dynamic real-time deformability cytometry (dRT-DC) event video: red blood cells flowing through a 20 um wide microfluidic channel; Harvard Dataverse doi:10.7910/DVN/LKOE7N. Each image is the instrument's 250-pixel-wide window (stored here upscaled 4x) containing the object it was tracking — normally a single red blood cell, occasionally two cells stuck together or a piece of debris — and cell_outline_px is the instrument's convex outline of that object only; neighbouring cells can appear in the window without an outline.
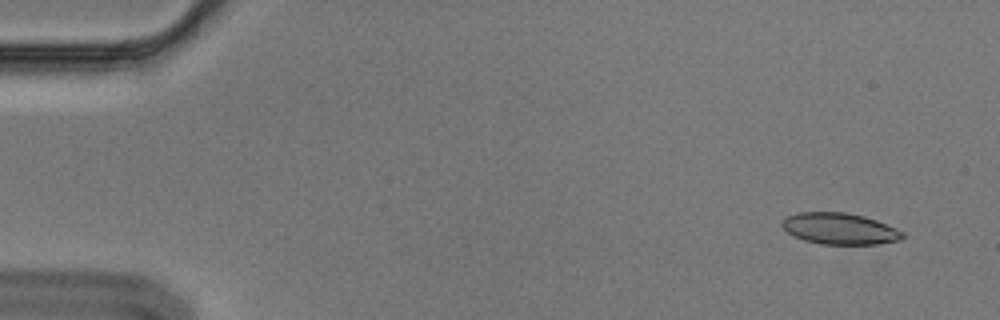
{"species": "Egyptian fruit bat (a non-hibernating species)", "species_latin": "Rousettus aegyptiacus", "temperature_condition": "cold", "stored_images_in_passage": 9, "camera_frame_rate_fps": 3000, "um_per_image_px": 0.085, "animal": {"sex": "male"}, "frame": {"image": 1, "passage_image": 1, "time_ms": 0.0, "image_size_px": [1000, 320], "cell_outline_px": [[904, 236], [900, 240], [876, 244], [820, 244], [804, 240], [792, 236], [780, 224], [780, 220], [796, 212], [848, 212], [864, 216], [876, 220], [896, 228], [904, 232]], "centroid_in_image_um": [71.34, 19.43], "position_along_channel_um": 13.7, "area_um2": 22.2}}
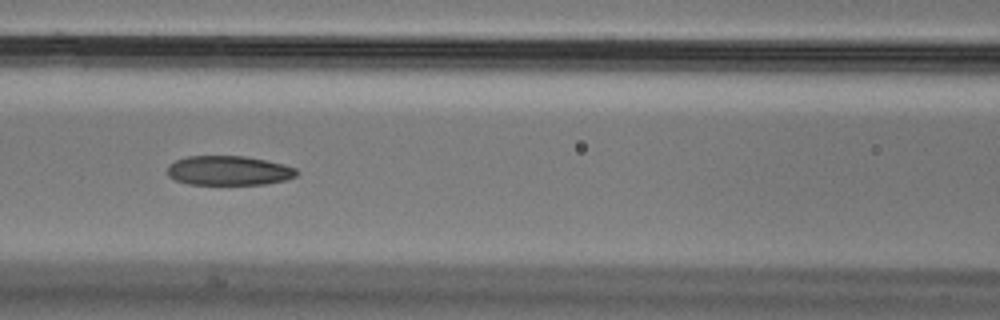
{"frame": {"image": 2, "passage_image": 6, "time_ms": 1.667, "image_size_px": [1000, 320], "cell_outline_px": [[300, 172], [296, 176], [284, 180], [268, 184], [188, 184], [176, 180], [168, 176], [168, 164], [176, 160], [188, 156], [244, 156], [284, 164], [296, 168]], "centroid_in_image_um": [19.46, 14.5], "position_along_channel_um": 147.1, "area_um2": 22.2}}
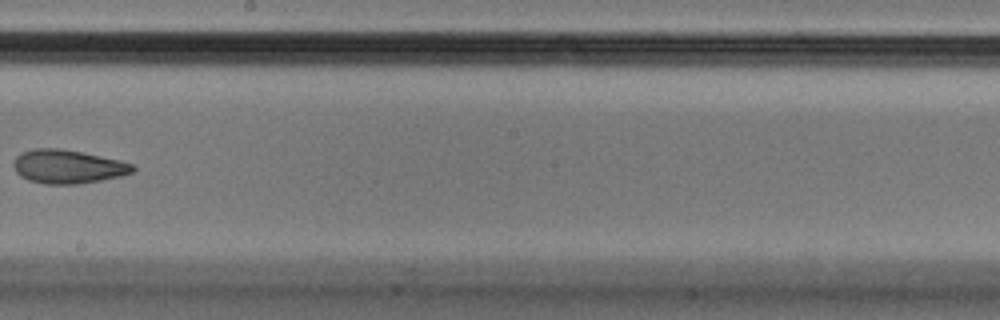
{"frame": {"image": 3, "passage_image": 8, "time_ms": 2.333, "image_size_px": [1000, 320], "cell_outline_px": [[136, 168], [132, 172], [120, 176], [80, 184], [44, 184], [28, 180], [20, 176], [16, 172], [12, 164], [16, 156], [20, 152], [36, 148], [56, 148], [80, 152], [120, 160], [132, 164]], "centroid_in_image_um": [5.72, 14.17], "position_along_channel_um": 242.5, "area_um2": 23.35}}